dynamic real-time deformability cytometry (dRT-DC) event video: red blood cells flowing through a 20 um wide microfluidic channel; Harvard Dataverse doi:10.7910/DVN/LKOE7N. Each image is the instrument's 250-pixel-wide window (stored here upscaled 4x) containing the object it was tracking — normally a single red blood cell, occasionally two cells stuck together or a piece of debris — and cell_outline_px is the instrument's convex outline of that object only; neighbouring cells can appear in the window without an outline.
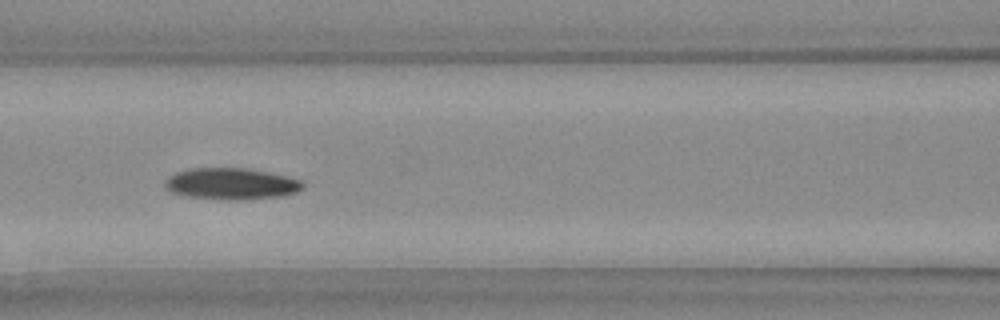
{"species": "Egyptian fruit bat (a non-hibernating species)", "species_latin": "Rousettus aegyptiacus", "temperature_condition": "warm", "stored_images_in_passage": 36, "camera_frame_rate_fps": 3000, "um_per_image_px": 0.085, "animal": {"sex": "female"}, "frame": {"image": 1, "passage_image": 16, "time_ms": 5.0, "image_size_px": [1000, 320], "cell_outline_px": [[304, 188], [296, 192], [284, 196], [236, 200], [224, 200], [188, 196], [172, 192], [164, 188], [164, 180], [168, 176], [176, 172], [188, 168], [248, 168], [272, 172], [288, 176], [300, 180], [304, 184]], "centroid_in_image_um": [19.66, 15.61], "position_along_channel_um": 146.9, "area_um2": 25.66}}
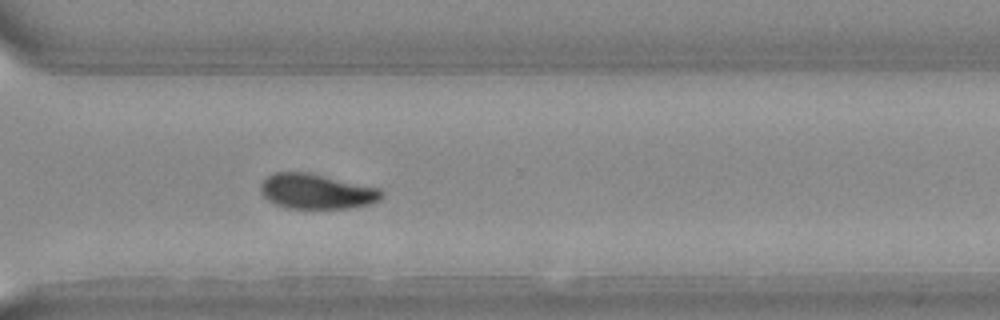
{"frame": {"image": 2, "passage_image": 26, "time_ms": 8.333, "image_size_px": [1000, 320], "cell_outline_px": [[384, 192], [380, 200], [372, 204], [344, 208], [288, 208], [276, 204], [268, 200], [260, 192], [260, 184], [268, 176], [276, 172], [308, 172], [380, 188]], "centroid_in_image_um": [26.92, 16.27], "position_along_channel_um": 343.7, "area_um2": 24.68}}
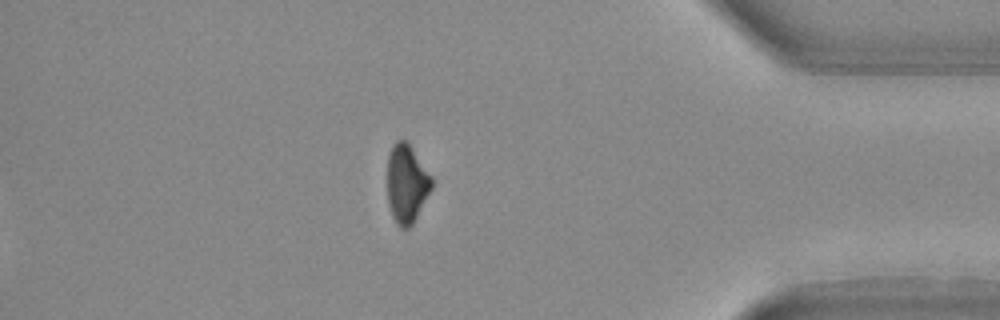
{"frame": {"image": 3, "passage_image": 36, "time_ms": 11.667, "image_size_px": [1000, 320], "cell_outline_px": [[432, 188], [412, 224], [408, 228], [400, 228], [396, 224], [392, 216], [388, 204], [388, 156], [392, 144], [396, 140], [404, 140], [408, 144], [432, 176]], "centroid_in_image_um": [34.55, 15.63], "position_along_channel_um": 400.6, "area_um2": 20.06}}